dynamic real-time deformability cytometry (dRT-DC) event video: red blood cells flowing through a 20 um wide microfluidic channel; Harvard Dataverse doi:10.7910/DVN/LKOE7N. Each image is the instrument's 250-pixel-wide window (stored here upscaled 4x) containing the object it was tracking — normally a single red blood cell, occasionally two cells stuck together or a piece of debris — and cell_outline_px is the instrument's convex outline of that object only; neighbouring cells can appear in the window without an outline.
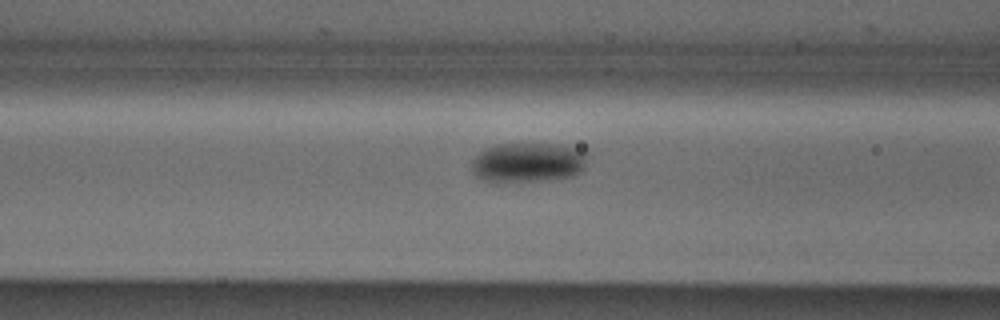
{"species": "Egyptian fruit bat (a non-hibernating species)", "species_latin": "Rousettus aegyptiacus", "temperature_condition": "cold", "stored_images_in_passage": 11, "camera_frame_rate_fps": 3000, "um_per_image_px": 0.085, "animal": {"sex": "male"}, "frame": {"image": 1, "passage_image": 10, "time_ms": 3.0, "image_size_px": [1000, 320], "cell_outline_px": [[588, 152], [584, 168], [580, 172], [572, 176], [560, 180], [496, 184], [484, 180], [476, 176], [472, 172], [472, 160], [480, 152], [496, 144], [560, 144], [576, 148]], "centroid_in_image_um": [44.89, 13.85], "position_along_channel_um": 121.7, "area_um2": 27.69}}